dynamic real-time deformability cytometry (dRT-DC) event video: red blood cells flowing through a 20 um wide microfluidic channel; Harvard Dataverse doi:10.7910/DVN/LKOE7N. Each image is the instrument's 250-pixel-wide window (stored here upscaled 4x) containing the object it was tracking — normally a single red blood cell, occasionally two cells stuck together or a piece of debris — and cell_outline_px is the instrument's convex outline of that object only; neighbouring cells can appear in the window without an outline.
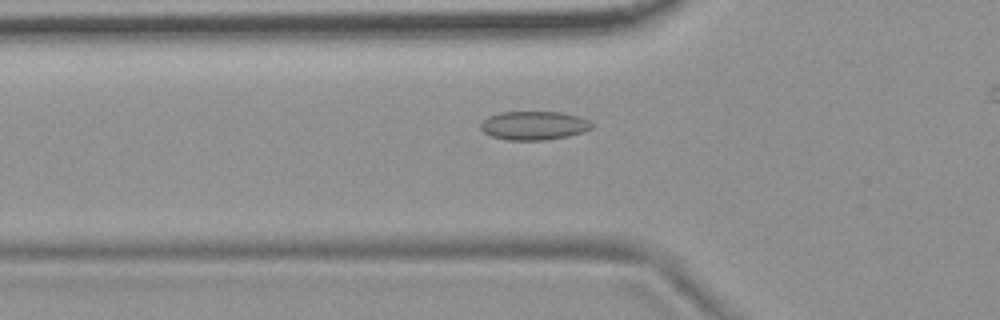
{"species": "common noctule bat (a hibernating species)", "species_latin": "Nyctalus noctula", "temperature_condition": "room temperature", "stored_images_in_passage": 45, "camera_frame_rate_fps": 3000, "um_per_image_px": 0.085, "animal": {"sex": "female", "body_mass_g": 19.9}, "frame": {"image": 1, "passage_image": 15, "time_ms": 4.667, "image_size_px": [1000, 320], "cell_outline_px": [[592, 128], [584, 132], [568, 136], [544, 140], [508, 140], [492, 136], [484, 132], [480, 128], [480, 124], [488, 116], [500, 112], [560, 112], [580, 116], [588, 120], [592, 124]], "centroid_in_image_um": [45.39, 10.67], "position_along_channel_um": 80.4, "area_um2": 18.61}}
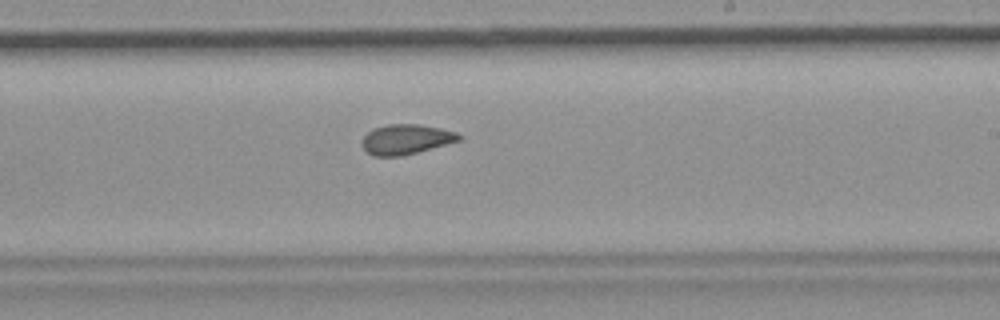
{"frame": {"image": 2, "passage_image": 29, "time_ms": 9.333, "image_size_px": [1000, 320], "cell_outline_px": [[464, 136], [460, 140], [416, 152], [400, 156], [372, 156], [360, 144], [360, 140], [372, 128], [388, 124], [420, 124], [440, 128], [456, 132]], "centroid_in_image_um": [34.48, 11.83], "position_along_channel_um": 254.5, "area_um2": 16.94}}
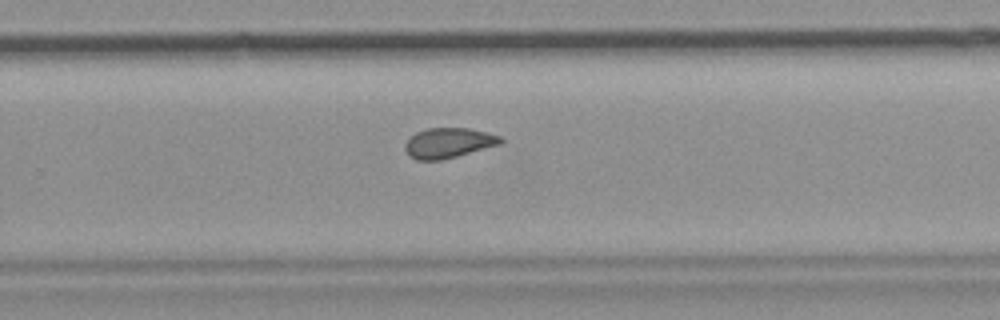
{"frame": {"image": 3, "passage_image": 32, "time_ms": 10.333, "image_size_px": [1000, 320], "cell_outline_px": [[504, 140], [500, 144], [456, 156], [440, 160], [416, 160], [408, 156], [404, 148], [404, 144], [416, 132], [428, 128], [468, 128], [488, 132], [500, 136]], "centroid_in_image_um": [38.1, 12.14], "position_along_channel_um": 291.7, "area_um2": 16.7}, "authors_computed_cell_mechanics": {"area_um2": 17.2244, "velocity_mm_per_s": 3.7324, "shape_relaxation_time_tau1_ms": null, "shape_relaxation_time_tau2_ms": 1.6527, "deformation_change_tau1": null, "deformation_change_tau2": 0.0674}}